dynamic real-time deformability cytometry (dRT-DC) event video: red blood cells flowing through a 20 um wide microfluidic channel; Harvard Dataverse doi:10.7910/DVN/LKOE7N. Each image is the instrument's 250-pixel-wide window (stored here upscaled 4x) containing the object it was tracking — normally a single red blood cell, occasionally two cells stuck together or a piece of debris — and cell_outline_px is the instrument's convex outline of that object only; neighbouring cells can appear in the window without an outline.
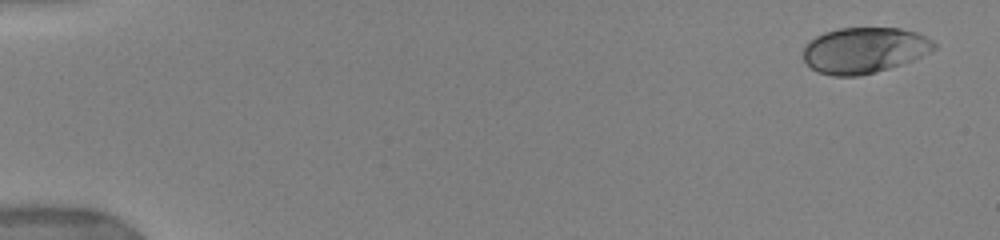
{"species": "human", "species_latin": "Homo sapiens", "temperature_condition": "warm", "stored_images_in_passage": 23, "camera_frame_rate_fps": 3000, "um_per_image_px": 0.085, "donor": {"sex": "female"}, "frame": {"image": 1, "passage_image": 1, "time_ms": 0.0, "image_size_px": [1000, 240], "cell_outline_px": [[936, 48], [912, 60], [876, 72], [860, 76], [832, 76], [816, 72], [804, 60], [804, 48], [808, 40], [824, 32], [840, 28], [900, 28], [916, 32], [932, 40], [936, 44]], "centroid_in_image_um": [73.43, 4.27], "position_along_channel_um": 11.6, "area_um2": 34.85}}
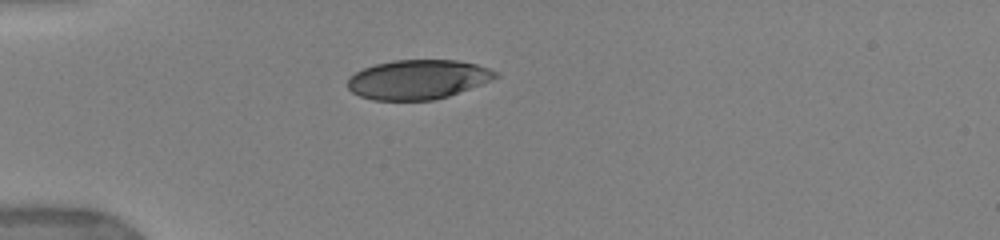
{"frame": {"image": 2, "passage_image": 19, "time_ms": 4.333, "image_size_px": [1000, 240], "cell_outline_px": [[500, 76], [492, 80], [448, 96], [432, 100], [372, 100], [360, 96], [352, 92], [348, 88], [348, 80], [356, 72], [364, 68], [376, 64], [396, 60], [456, 60], [476, 64], [500, 72]], "centroid_in_image_um": [35.55, 6.75], "position_along_channel_um": 49.4, "area_um2": 33.81}}